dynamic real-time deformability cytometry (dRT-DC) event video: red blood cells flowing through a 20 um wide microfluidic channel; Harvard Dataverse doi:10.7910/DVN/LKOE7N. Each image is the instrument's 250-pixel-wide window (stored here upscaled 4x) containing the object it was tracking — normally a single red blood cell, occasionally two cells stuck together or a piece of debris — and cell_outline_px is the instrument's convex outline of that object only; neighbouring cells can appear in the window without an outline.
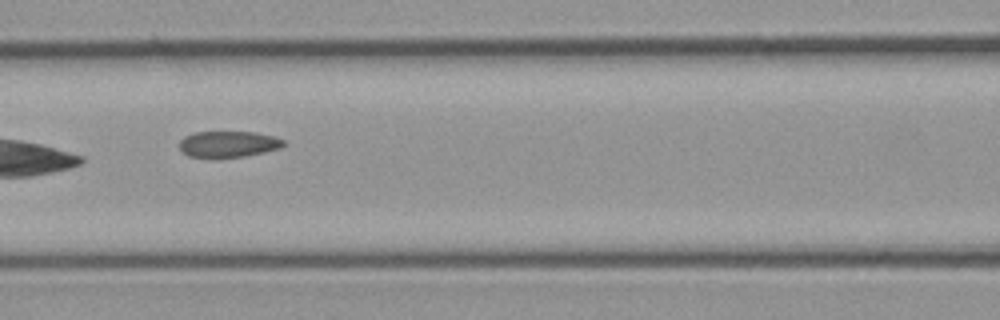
{"species": "common noctule bat (a hibernating species)", "species_latin": "Nyctalus noctula", "temperature_condition": "cold", "stored_images_in_passage": 9, "camera_frame_rate_fps": 3000, "um_per_image_px": 0.085, "animal": {"sex": "male", "body_mass_g": 23.1, "forearm_length_mm": 52.7}, "frame": {"image": 1, "passage_image": 7, "time_ms": 7.0, "image_size_px": [1000, 320], "cell_outline_px": [[284, 144], [280, 148], [264, 152], [244, 156], [188, 156], [180, 148], [180, 140], [184, 136], [192, 132], [256, 132], [272, 136], [284, 140]], "centroid_in_image_um": [19.41, 12.22], "position_along_channel_um": 147.2, "area_um2": 15.49}}
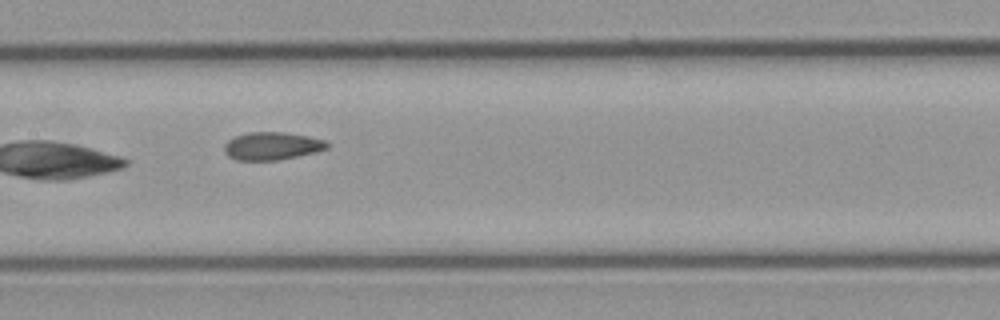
{"frame": {"image": 2, "passage_image": 8, "time_ms": 8.0, "image_size_px": [1000, 320], "cell_outline_px": [[328, 148], [316, 152], [280, 160], [236, 160], [228, 156], [224, 152], [224, 144], [228, 140], [236, 136], [248, 132], [284, 132], [308, 136], [324, 140], [328, 144]], "centroid_in_image_um": [23.1, 12.41], "position_along_channel_um": 184.3, "area_um2": 16.7}}
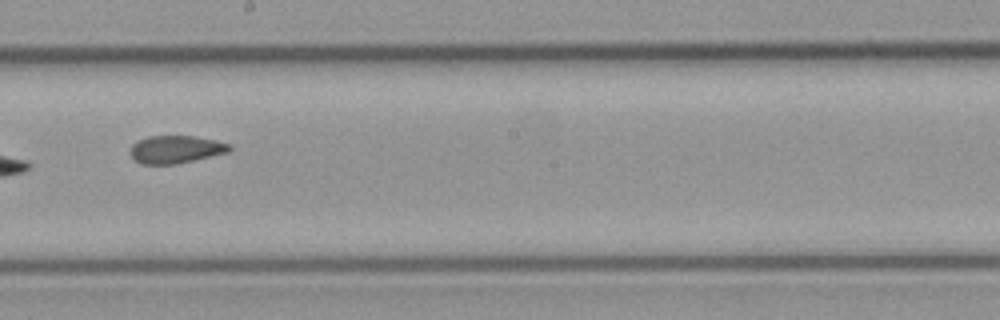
{"frame": {"image": 3, "passage_image": 9, "time_ms": 9.333, "image_size_px": [1000, 320], "cell_outline_px": [[232, 148], [228, 152], [176, 164], [140, 164], [128, 152], [132, 144], [148, 136], [192, 136], [216, 140], [232, 144]], "centroid_in_image_um": [14.94, 12.69], "position_along_channel_um": 233.3, "area_um2": 16.01}}